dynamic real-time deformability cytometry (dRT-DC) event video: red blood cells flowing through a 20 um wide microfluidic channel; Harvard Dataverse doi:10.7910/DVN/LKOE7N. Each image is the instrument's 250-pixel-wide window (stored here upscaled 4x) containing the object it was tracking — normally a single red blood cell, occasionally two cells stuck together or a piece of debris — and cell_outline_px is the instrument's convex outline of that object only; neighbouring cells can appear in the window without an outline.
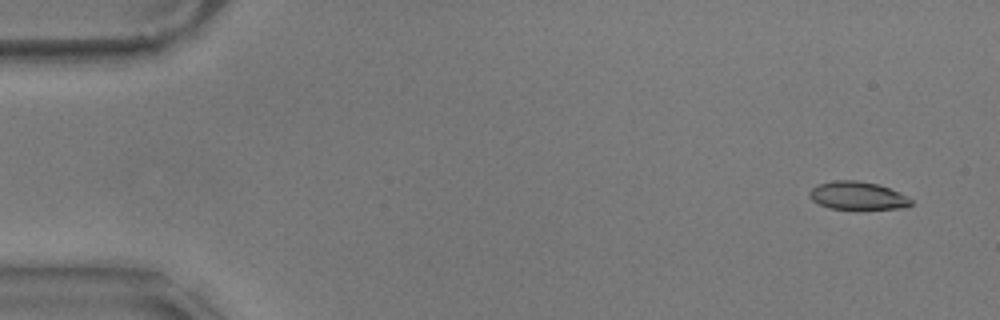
{"species": "common noctule bat (a hibernating species)", "species_latin": "Nyctalus noctula", "temperature_condition": "warm", "stored_images_in_passage": 16, "camera_frame_rate_fps": 3000, "um_per_image_px": 0.085, "animal": {"sex": "male", "body_mass_g": 17.9}, "frame": {"image": 1, "passage_image": 4, "time_ms": 1.0, "image_size_px": [1000, 320], "cell_outline_px": [[912, 204], [904, 208], [856, 212], [828, 208], [812, 200], [808, 196], [808, 192], [816, 184], [836, 180], [856, 180], [876, 184], [900, 192], [908, 196], [912, 200]], "centroid_in_image_um": [72.9, 16.69], "position_along_channel_um": 12.1, "area_um2": 17.51}}
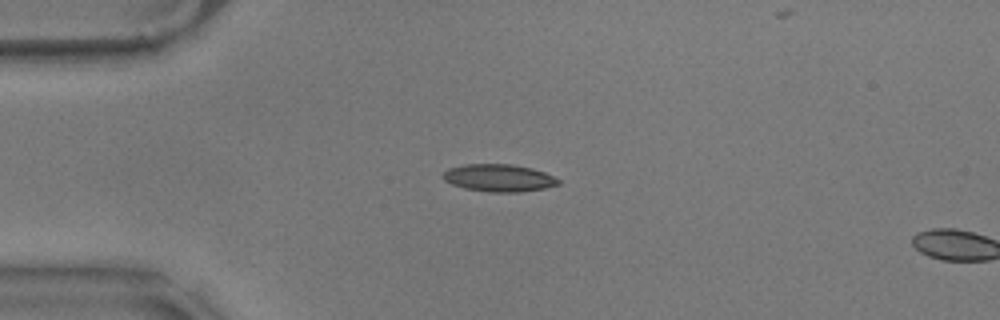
{"frame": {"image": 2, "passage_image": 15, "time_ms": 4.667, "image_size_px": [1000, 320], "cell_outline_px": [[560, 184], [544, 188], [520, 192], [488, 192], [464, 188], [452, 184], [444, 180], [444, 172], [448, 168], [464, 164], [512, 164], [532, 168], [544, 172], [560, 180]], "centroid_in_image_um": [42.4, 15.12], "position_along_channel_um": 42.6, "area_um2": 18.38}}